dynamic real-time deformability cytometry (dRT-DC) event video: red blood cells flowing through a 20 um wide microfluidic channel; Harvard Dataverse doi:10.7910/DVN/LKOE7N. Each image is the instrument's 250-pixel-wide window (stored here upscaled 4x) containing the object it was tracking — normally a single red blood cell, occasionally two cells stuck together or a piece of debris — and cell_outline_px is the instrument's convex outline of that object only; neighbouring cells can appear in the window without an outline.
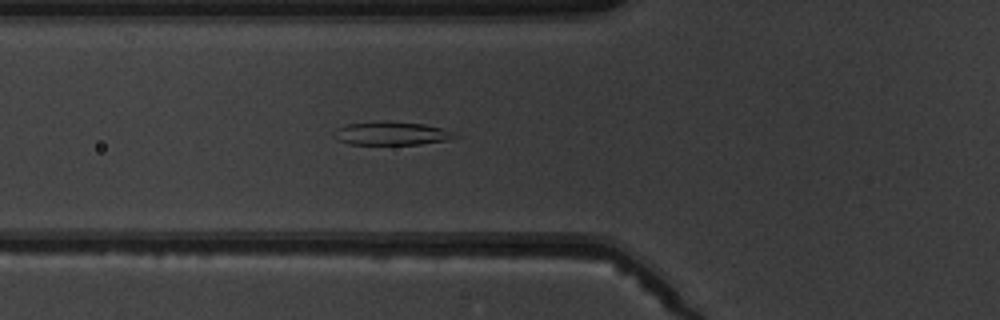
{"species": "common noctule bat (a hibernating species)", "species_latin": "Nyctalus noctula", "temperature_condition": "warm", "stored_images_in_passage": 6, "camera_frame_rate_fps": 3000, "um_per_image_px": 0.085, "animal": {"sex": "male", "body_mass_g": 19.5, "forearm_length_mm": 54.6}, "frame": {"image": 1, "passage_image": 6, "time_ms": 5.667, "image_size_px": [1000, 320], "cell_outline_px": [[460, 136], [448, 140], [420, 144], [348, 144], [336, 140], [332, 136], [332, 132], [336, 128], [348, 124], [384, 120], [424, 124], [440, 128], [452, 132]], "centroid_in_image_um": [33.21, 11.33], "position_along_channel_um": 92.6, "area_um2": 16.65}}